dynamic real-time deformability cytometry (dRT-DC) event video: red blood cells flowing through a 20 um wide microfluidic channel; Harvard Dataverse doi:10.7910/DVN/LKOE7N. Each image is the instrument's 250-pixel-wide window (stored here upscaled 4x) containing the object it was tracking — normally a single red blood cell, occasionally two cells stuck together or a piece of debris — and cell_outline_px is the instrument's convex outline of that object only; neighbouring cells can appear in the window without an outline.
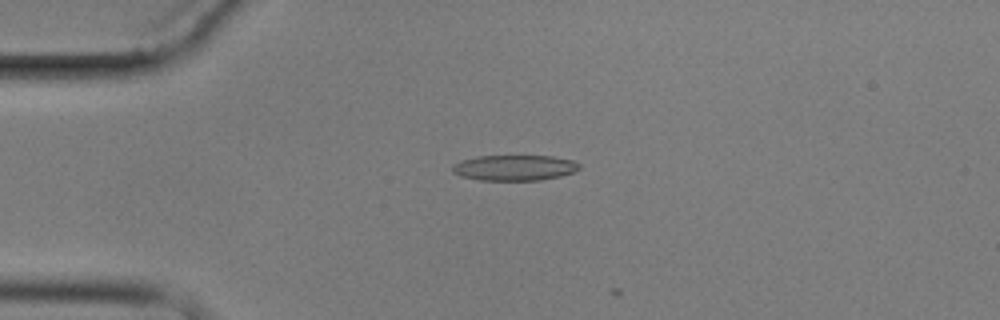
{"species": "common noctule bat (a hibernating species)", "species_latin": "Nyctalus noctula", "temperature_condition": "cold", "stored_images_in_passage": 6, "camera_frame_rate_fps": 3000, "um_per_image_px": 0.085, "animal": {"sex": "male", "body_mass_g": 17.9}, "frame": {"image": 1, "passage_image": 4, "time_ms": 3.667, "image_size_px": [1000, 320], "cell_outline_px": [[580, 168], [572, 172], [560, 176], [540, 180], [480, 180], [460, 176], [452, 172], [452, 164], [476, 156], [552, 156], [572, 160], [580, 164]], "centroid_in_image_um": [43.71, 14.26], "position_along_channel_um": 41.3, "area_um2": 18.84}}
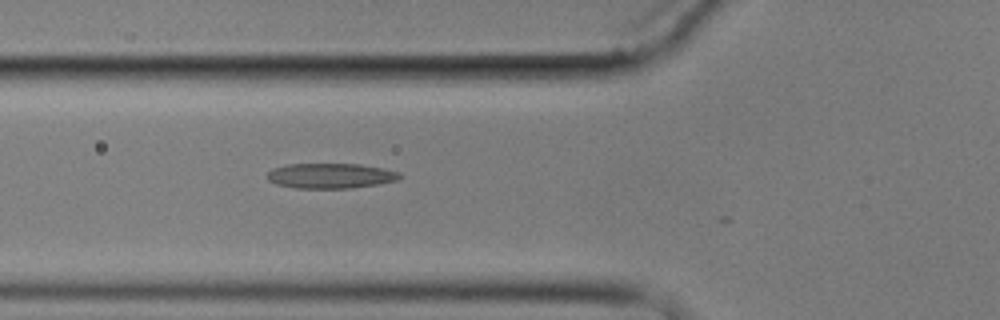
{"frame": {"image": 2, "passage_image": 6, "time_ms": 6.0, "image_size_px": [1000, 320], "cell_outline_px": [[400, 180], [380, 184], [352, 188], [296, 188], [276, 184], [268, 180], [268, 172], [272, 168], [288, 164], [360, 164], [400, 172]], "centroid_in_image_um": [28.11, 14.95], "position_along_channel_um": 97.7, "area_um2": 19.42}}